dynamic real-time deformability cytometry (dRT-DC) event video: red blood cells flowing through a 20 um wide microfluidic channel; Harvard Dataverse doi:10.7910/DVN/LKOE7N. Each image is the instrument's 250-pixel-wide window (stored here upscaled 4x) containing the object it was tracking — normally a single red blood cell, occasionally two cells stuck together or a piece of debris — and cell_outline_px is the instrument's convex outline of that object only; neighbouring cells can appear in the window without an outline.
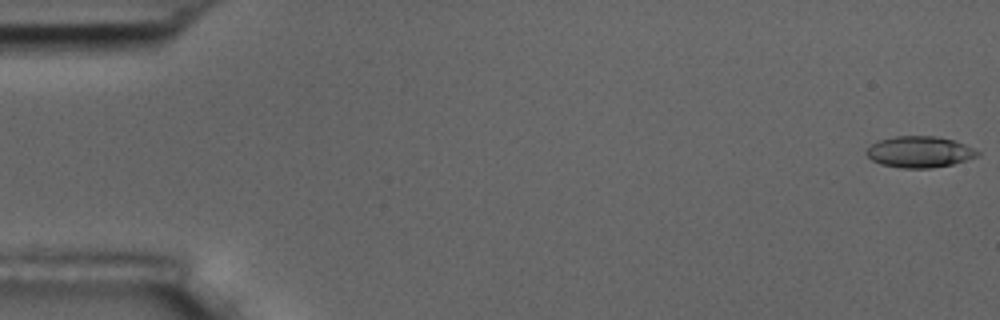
{"species": "common noctule bat (a hibernating species)", "species_latin": "Nyctalus noctula", "temperature_condition": "room temperature", "stored_images_in_passage": 10, "camera_frame_rate_fps": 3000, "um_per_image_px": 0.085, "animal": {"sex": "male", "body_mass_g": 17.5, "forearm_length_mm": 52.3}, "frame": {"image": 1, "passage_image": 1, "time_ms": 0.0, "image_size_px": [1000, 320], "cell_outline_px": [[980, 152], [976, 156], [952, 164], [932, 168], [900, 168], [880, 164], [872, 160], [864, 152], [872, 144], [880, 140], [896, 136], [936, 136], [956, 140]], "centroid_in_image_um": [78.13, 12.91], "position_along_channel_um": 6.9, "area_um2": 20.11}}
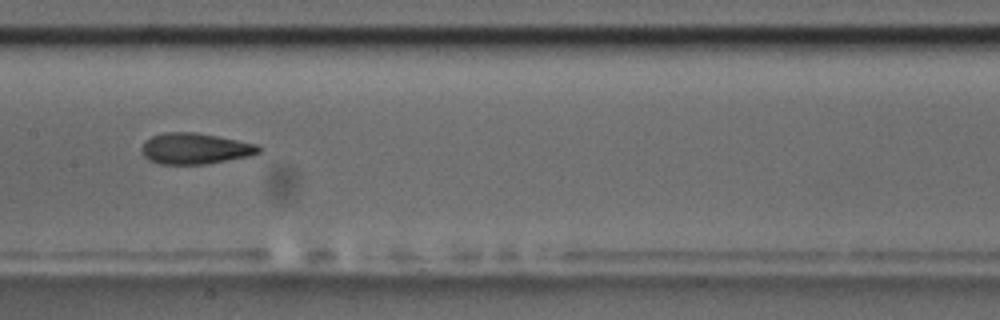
{"frame": {"image": 2, "passage_image": 9, "time_ms": 9.0, "image_size_px": [1000, 320], "cell_outline_px": [[260, 152], [248, 156], [208, 164], [160, 164], [148, 160], [144, 156], [140, 148], [152, 136], [164, 132], [196, 132], [256, 144], [260, 148]], "centroid_in_image_um": [16.55, 12.63], "position_along_channel_um": 190.8, "area_um2": 20.98}}
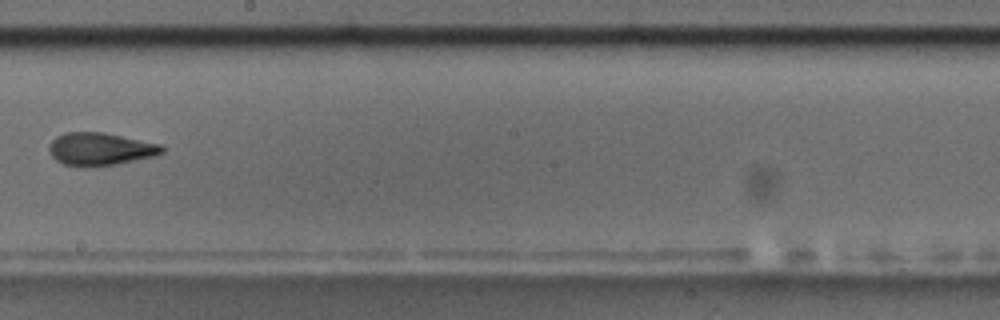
{"frame": {"image": 3, "passage_image": 10, "time_ms": 10.333, "image_size_px": [1000, 320], "cell_outline_px": [[164, 152], [152, 156], [116, 164], [64, 164], [56, 160], [48, 152], [48, 144], [56, 136], [64, 132], [104, 132], [160, 144], [164, 148]], "centroid_in_image_um": [8.49, 12.62], "position_along_channel_um": 239.7, "area_um2": 20.92}}